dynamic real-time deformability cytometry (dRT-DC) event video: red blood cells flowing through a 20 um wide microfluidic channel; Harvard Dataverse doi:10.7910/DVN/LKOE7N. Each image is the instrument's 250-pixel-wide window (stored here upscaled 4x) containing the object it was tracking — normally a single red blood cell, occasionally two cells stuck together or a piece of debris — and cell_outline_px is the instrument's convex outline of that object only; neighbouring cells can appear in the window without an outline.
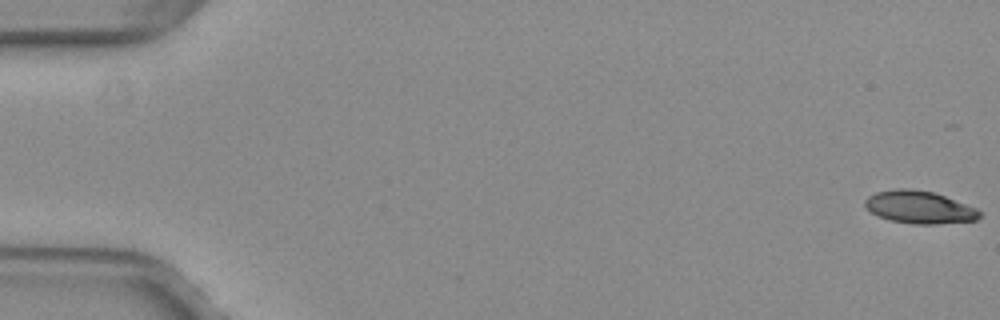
{"species": "common noctule bat (a hibernating species)", "species_latin": "Nyctalus noctula", "temperature_condition": "warm", "stored_images_in_passage": 5, "camera_frame_rate_fps": 3000, "um_per_image_px": 0.085, "animal": {"sex": "female", "body_mass_g": 29.2, "forearm_length_mm": 56.3}, "frame": {"image": 1, "passage_image": 1, "time_ms": 0.0, "image_size_px": [1000, 320], "cell_outline_px": [[984, 212], [976, 220], [936, 224], [912, 224], [888, 220], [876, 216], [864, 204], [864, 200], [868, 196], [876, 192], [896, 188], [912, 188], [932, 192], [944, 196], [976, 208]], "centroid_in_image_um": [78.13, 17.62], "position_along_channel_um": 6.9, "area_um2": 21.85}}